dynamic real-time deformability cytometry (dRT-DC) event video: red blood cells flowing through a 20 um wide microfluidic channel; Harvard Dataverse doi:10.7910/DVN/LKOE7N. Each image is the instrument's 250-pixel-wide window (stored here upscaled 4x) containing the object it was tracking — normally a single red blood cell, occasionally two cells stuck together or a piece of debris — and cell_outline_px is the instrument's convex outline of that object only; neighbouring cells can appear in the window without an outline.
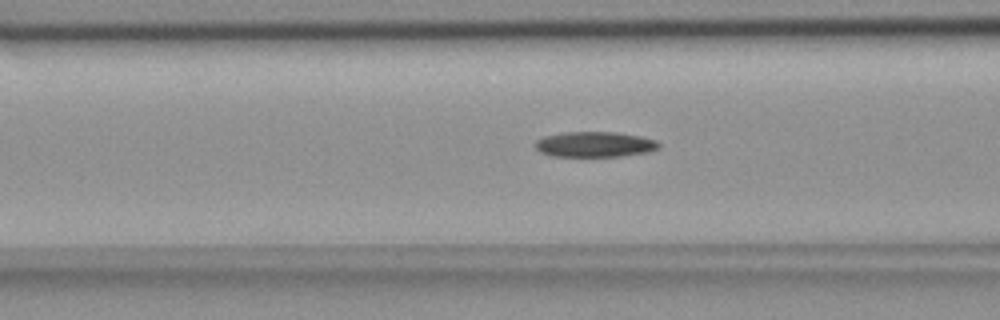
{"species": "common noctule bat (a hibernating species)", "species_latin": "Nyctalus noctula", "temperature_condition": "room temperature", "stored_images_in_passage": 56, "camera_frame_rate_fps": 3000, "um_per_image_px": 0.085, "animal": {"sex": "female", "body_mass_g": 18.4}, "frame": {"image": 1, "passage_image": 22, "time_ms": 7.0, "image_size_px": [1000, 320], "cell_outline_px": [[660, 148], [648, 152], [620, 156], [552, 156], [540, 152], [532, 144], [536, 140], [544, 136], [564, 132], [616, 132], [640, 136], [656, 140], [660, 144]], "centroid_in_image_um": [50.53, 12.27], "position_along_channel_um": 116.1, "area_um2": 18.38}}
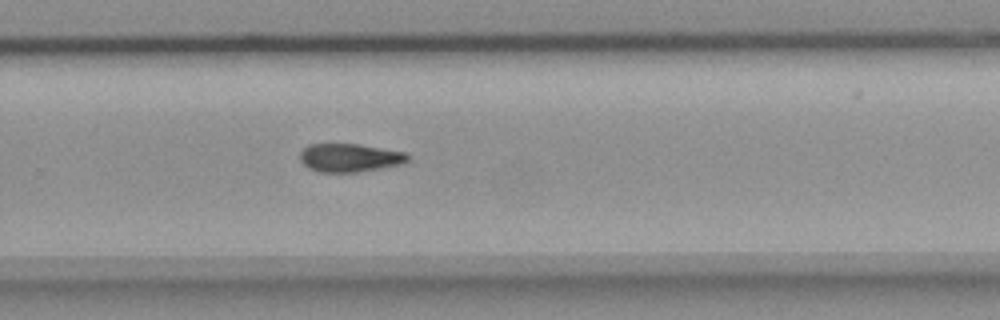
{"frame": {"image": 2, "passage_image": 37, "time_ms": 12.0, "image_size_px": [1000, 320], "cell_outline_px": [[408, 160], [404, 164], [356, 172], [320, 172], [308, 168], [300, 160], [300, 152], [308, 144], [360, 144], [404, 152], [408, 156]], "centroid_in_image_um": [29.71, 13.4], "position_along_channel_um": 300.1, "area_um2": 17.74}}
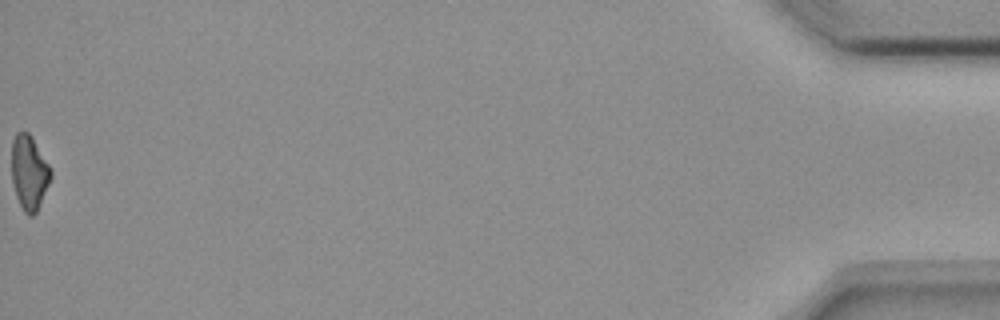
{"frame": {"image": 3, "passage_image": 56, "time_ms": 18.333, "image_size_px": [1000, 320], "cell_outline_px": [[52, 176], [40, 204], [36, 212], [32, 216], [28, 216], [24, 212], [16, 196], [12, 184], [12, 140], [16, 132], [28, 132], [32, 136], [48, 164], [52, 172]], "centroid_in_image_um": [2.47, 14.66], "position_along_channel_um": 432.7, "area_um2": 16.94}}